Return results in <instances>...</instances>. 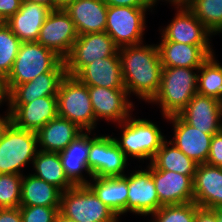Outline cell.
I'll return each mask as SVG.
<instances>
[{
	"label": "cell",
	"instance_id": "8992f818",
	"mask_svg": "<svg viewBox=\"0 0 222 222\" xmlns=\"http://www.w3.org/2000/svg\"><path fill=\"white\" fill-rule=\"evenodd\" d=\"M38 148L36 132L20 129L12 123L0 141V174L23 175L21 170L33 163Z\"/></svg>",
	"mask_w": 222,
	"mask_h": 222
},
{
	"label": "cell",
	"instance_id": "9c48e42d",
	"mask_svg": "<svg viewBox=\"0 0 222 222\" xmlns=\"http://www.w3.org/2000/svg\"><path fill=\"white\" fill-rule=\"evenodd\" d=\"M118 50L119 48L106 32L78 35L70 55L64 60L66 75L75 77L97 58L114 56Z\"/></svg>",
	"mask_w": 222,
	"mask_h": 222
},
{
	"label": "cell",
	"instance_id": "d6a6232c",
	"mask_svg": "<svg viewBox=\"0 0 222 222\" xmlns=\"http://www.w3.org/2000/svg\"><path fill=\"white\" fill-rule=\"evenodd\" d=\"M20 39L5 22H0V75L8 77L20 47Z\"/></svg>",
	"mask_w": 222,
	"mask_h": 222
},
{
	"label": "cell",
	"instance_id": "7dc6e473",
	"mask_svg": "<svg viewBox=\"0 0 222 222\" xmlns=\"http://www.w3.org/2000/svg\"><path fill=\"white\" fill-rule=\"evenodd\" d=\"M215 213L217 222H222V208H216Z\"/></svg>",
	"mask_w": 222,
	"mask_h": 222
},
{
	"label": "cell",
	"instance_id": "83f0119b",
	"mask_svg": "<svg viewBox=\"0 0 222 222\" xmlns=\"http://www.w3.org/2000/svg\"><path fill=\"white\" fill-rule=\"evenodd\" d=\"M62 191L33 174L22 177L20 206L60 207Z\"/></svg>",
	"mask_w": 222,
	"mask_h": 222
},
{
	"label": "cell",
	"instance_id": "4fadbf2b",
	"mask_svg": "<svg viewBox=\"0 0 222 222\" xmlns=\"http://www.w3.org/2000/svg\"><path fill=\"white\" fill-rule=\"evenodd\" d=\"M88 91L97 122L105 119L118 124L132 115L135 105L125 88L88 86Z\"/></svg>",
	"mask_w": 222,
	"mask_h": 222
},
{
	"label": "cell",
	"instance_id": "277c9868",
	"mask_svg": "<svg viewBox=\"0 0 222 222\" xmlns=\"http://www.w3.org/2000/svg\"><path fill=\"white\" fill-rule=\"evenodd\" d=\"M121 130V138H114L115 143L128 158L138 160H152L157 150L166 140L161 129L147 119H136L132 115L121 123H118Z\"/></svg>",
	"mask_w": 222,
	"mask_h": 222
},
{
	"label": "cell",
	"instance_id": "7402d4cb",
	"mask_svg": "<svg viewBox=\"0 0 222 222\" xmlns=\"http://www.w3.org/2000/svg\"><path fill=\"white\" fill-rule=\"evenodd\" d=\"M213 45H189L171 41L158 44L163 67L200 68L214 54Z\"/></svg>",
	"mask_w": 222,
	"mask_h": 222
},
{
	"label": "cell",
	"instance_id": "2e32d148",
	"mask_svg": "<svg viewBox=\"0 0 222 222\" xmlns=\"http://www.w3.org/2000/svg\"><path fill=\"white\" fill-rule=\"evenodd\" d=\"M151 171L159 203L164 205L183 204L193 202V179L174 171L158 170L151 164L147 166Z\"/></svg>",
	"mask_w": 222,
	"mask_h": 222
},
{
	"label": "cell",
	"instance_id": "ba28073f",
	"mask_svg": "<svg viewBox=\"0 0 222 222\" xmlns=\"http://www.w3.org/2000/svg\"><path fill=\"white\" fill-rule=\"evenodd\" d=\"M149 9L152 8L108 6L105 32L118 48L143 43Z\"/></svg>",
	"mask_w": 222,
	"mask_h": 222
},
{
	"label": "cell",
	"instance_id": "8fae6325",
	"mask_svg": "<svg viewBox=\"0 0 222 222\" xmlns=\"http://www.w3.org/2000/svg\"><path fill=\"white\" fill-rule=\"evenodd\" d=\"M78 38L74 22L64 9L52 10L42 25L37 42L65 60Z\"/></svg>",
	"mask_w": 222,
	"mask_h": 222
},
{
	"label": "cell",
	"instance_id": "484cf974",
	"mask_svg": "<svg viewBox=\"0 0 222 222\" xmlns=\"http://www.w3.org/2000/svg\"><path fill=\"white\" fill-rule=\"evenodd\" d=\"M66 72H46L17 85L10 92V105H23L44 96H57L58 89Z\"/></svg>",
	"mask_w": 222,
	"mask_h": 222
},
{
	"label": "cell",
	"instance_id": "4316f807",
	"mask_svg": "<svg viewBox=\"0 0 222 222\" xmlns=\"http://www.w3.org/2000/svg\"><path fill=\"white\" fill-rule=\"evenodd\" d=\"M82 132L72 121L57 116L37 132L39 151L59 153Z\"/></svg>",
	"mask_w": 222,
	"mask_h": 222
},
{
	"label": "cell",
	"instance_id": "ac0fdd59",
	"mask_svg": "<svg viewBox=\"0 0 222 222\" xmlns=\"http://www.w3.org/2000/svg\"><path fill=\"white\" fill-rule=\"evenodd\" d=\"M12 123L23 130L38 132L58 116L57 96H44L23 105H10Z\"/></svg>",
	"mask_w": 222,
	"mask_h": 222
},
{
	"label": "cell",
	"instance_id": "44dd1931",
	"mask_svg": "<svg viewBox=\"0 0 222 222\" xmlns=\"http://www.w3.org/2000/svg\"><path fill=\"white\" fill-rule=\"evenodd\" d=\"M108 6L103 0H75L64 11L74 22L78 35L105 32Z\"/></svg>",
	"mask_w": 222,
	"mask_h": 222
},
{
	"label": "cell",
	"instance_id": "52a82bcc",
	"mask_svg": "<svg viewBox=\"0 0 222 222\" xmlns=\"http://www.w3.org/2000/svg\"><path fill=\"white\" fill-rule=\"evenodd\" d=\"M59 211L76 222H119L88 186H73L63 191Z\"/></svg>",
	"mask_w": 222,
	"mask_h": 222
},
{
	"label": "cell",
	"instance_id": "9a60e30c",
	"mask_svg": "<svg viewBox=\"0 0 222 222\" xmlns=\"http://www.w3.org/2000/svg\"><path fill=\"white\" fill-rule=\"evenodd\" d=\"M178 115L206 134L214 135L222 130V109L216 98L196 93Z\"/></svg>",
	"mask_w": 222,
	"mask_h": 222
},
{
	"label": "cell",
	"instance_id": "681fc988",
	"mask_svg": "<svg viewBox=\"0 0 222 222\" xmlns=\"http://www.w3.org/2000/svg\"><path fill=\"white\" fill-rule=\"evenodd\" d=\"M219 101H220V105H221V109H222V97H221V99Z\"/></svg>",
	"mask_w": 222,
	"mask_h": 222
},
{
	"label": "cell",
	"instance_id": "d4e9b609",
	"mask_svg": "<svg viewBox=\"0 0 222 222\" xmlns=\"http://www.w3.org/2000/svg\"><path fill=\"white\" fill-rule=\"evenodd\" d=\"M92 180V181H91ZM87 186L120 218L127 213V175L120 177H92Z\"/></svg>",
	"mask_w": 222,
	"mask_h": 222
},
{
	"label": "cell",
	"instance_id": "7a4b0ae2",
	"mask_svg": "<svg viewBox=\"0 0 222 222\" xmlns=\"http://www.w3.org/2000/svg\"><path fill=\"white\" fill-rule=\"evenodd\" d=\"M198 70L163 67L159 91L149 102L159 104L163 118L178 115L197 93Z\"/></svg>",
	"mask_w": 222,
	"mask_h": 222
},
{
	"label": "cell",
	"instance_id": "b9f144b4",
	"mask_svg": "<svg viewBox=\"0 0 222 222\" xmlns=\"http://www.w3.org/2000/svg\"><path fill=\"white\" fill-rule=\"evenodd\" d=\"M4 101L8 104V110H6V112L10 111V89L7 77L0 75V105L5 103Z\"/></svg>",
	"mask_w": 222,
	"mask_h": 222
},
{
	"label": "cell",
	"instance_id": "ffe728a7",
	"mask_svg": "<svg viewBox=\"0 0 222 222\" xmlns=\"http://www.w3.org/2000/svg\"><path fill=\"white\" fill-rule=\"evenodd\" d=\"M195 202L204 208H222V168L198 164L193 179Z\"/></svg>",
	"mask_w": 222,
	"mask_h": 222
},
{
	"label": "cell",
	"instance_id": "bcb514c9",
	"mask_svg": "<svg viewBox=\"0 0 222 222\" xmlns=\"http://www.w3.org/2000/svg\"><path fill=\"white\" fill-rule=\"evenodd\" d=\"M55 222H76L73 219H70L66 216H64L60 211L58 212L57 216H56V220Z\"/></svg>",
	"mask_w": 222,
	"mask_h": 222
},
{
	"label": "cell",
	"instance_id": "cb8c5ba5",
	"mask_svg": "<svg viewBox=\"0 0 222 222\" xmlns=\"http://www.w3.org/2000/svg\"><path fill=\"white\" fill-rule=\"evenodd\" d=\"M51 11L42 4L22 2L18 12L5 23L21 42H37L40 29Z\"/></svg>",
	"mask_w": 222,
	"mask_h": 222
},
{
	"label": "cell",
	"instance_id": "f6af8a7d",
	"mask_svg": "<svg viewBox=\"0 0 222 222\" xmlns=\"http://www.w3.org/2000/svg\"><path fill=\"white\" fill-rule=\"evenodd\" d=\"M22 2L42 4V5L49 7L52 10V0H22Z\"/></svg>",
	"mask_w": 222,
	"mask_h": 222
},
{
	"label": "cell",
	"instance_id": "7bdbcfd3",
	"mask_svg": "<svg viewBox=\"0 0 222 222\" xmlns=\"http://www.w3.org/2000/svg\"><path fill=\"white\" fill-rule=\"evenodd\" d=\"M11 124H12V115L10 111H8L4 116L0 115V141L2 140L4 133Z\"/></svg>",
	"mask_w": 222,
	"mask_h": 222
},
{
	"label": "cell",
	"instance_id": "7c38bea8",
	"mask_svg": "<svg viewBox=\"0 0 222 222\" xmlns=\"http://www.w3.org/2000/svg\"><path fill=\"white\" fill-rule=\"evenodd\" d=\"M177 12L175 17L161 31V41L189 45H210L212 34L204 27L184 2H171Z\"/></svg>",
	"mask_w": 222,
	"mask_h": 222
},
{
	"label": "cell",
	"instance_id": "d6986e66",
	"mask_svg": "<svg viewBox=\"0 0 222 222\" xmlns=\"http://www.w3.org/2000/svg\"><path fill=\"white\" fill-rule=\"evenodd\" d=\"M90 133L91 131H83L64 150L59 152L65 176L73 186H87L89 180L84 178L83 171L92 178L88 167Z\"/></svg>",
	"mask_w": 222,
	"mask_h": 222
},
{
	"label": "cell",
	"instance_id": "f546056e",
	"mask_svg": "<svg viewBox=\"0 0 222 222\" xmlns=\"http://www.w3.org/2000/svg\"><path fill=\"white\" fill-rule=\"evenodd\" d=\"M32 165L34 176L55 185L62 192L73 187L65 176L58 152L38 151Z\"/></svg>",
	"mask_w": 222,
	"mask_h": 222
},
{
	"label": "cell",
	"instance_id": "f35d334b",
	"mask_svg": "<svg viewBox=\"0 0 222 222\" xmlns=\"http://www.w3.org/2000/svg\"><path fill=\"white\" fill-rule=\"evenodd\" d=\"M22 0H0V22H6L20 9Z\"/></svg>",
	"mask_w": 222,
	"mask_h": 222
},
{
	"label": "cell",
	"instance_id": "6da1fadb",
	"mask_svg": "<svg viewBox=\"0 0 222 222\" xmlns=\"http://www.w3.org/2000/svg\"><path fill=\"white\" fill-rule=\"evenodd\" d=\"M125 89L148 103L158 93L163 66L157 44L119 48Z\"/></svg>",
	"mask_w": 222,
	"mask_h": 222
},
{
	"label": "cell",
	"instance_id": "5bb4252c",
	"mask_svg": "<svg viewBox=\"0 0 222 222\" xmlns=\"http://www.w3.org/2000/svg\"><path fill=\"white\" fill-rule=\"evenodd\" d=\"M128 196L127 212L141 216H149L156 212L162 205L155 189L151 171L147 168L137 170L127 176Z\"/></svg>",
	"mask_w": 222,
	"mask_h": 222
},
{
	"label": "cell",
	"instance_id": "e575fe53",
	"mask_svg": "<svg viewBox=\"0 0 222 222\" xmlns=\"http://www.w3.org/2000/svg\"><path fill=\"white\" fill-rule=\"evenodd\" d=\"M22 177L19 174H0V208L20 206Z\"/></svg>",
	"mask_w": 222,
	"mask_h": 222
},
{
	"label": "cell",
	"instance_id": "60d3db41",
	"mask_svg": "<svg viewBox=\"0 0 222 222\" xmlns=\"http://www.w3.org/2000/svg\"><path fill=\"white\" fill-rule=\"evenodd\" d=\"M195 222H217L215 209L199 206L196 210Z\"/></svg>",
	"mask_w": 222,
	"mask_h": 222
},
{
	"label": "cell",
	"instance_id": "d590c367",
	"mask_svg": "<svg viewBox=\"0 0 222 222\" xmlns=\"http://www.w3.org/2000/svg\"><path fill=\"white\" fill-rule=\"evenodd\" d=\"M22 222H55L60 207L19 206Z\"/></svg>",
	"mask_w": 222,
	"mask_h": 222
},
{
	"label": "cell",
	"instance_id": "8d00e7d4",
	"mask_svg": "<svg viewBox=\"0 0 222 222\" xmlns=\"http://www.w3.org/2000/svg\"><path fill=\"white\" fill-rule=\"evenodd\" d=\"M206 163L222 168V130L212 136Z\"/></svg>",
	"mask_w": 222,
	"mask_h": 222
},
{
	"label": "cell",
	"instance_id": "836d02e7",
	"mask_svg": "<svg viewBox=\"0 0 222 222\" xmlns=\"http://www.w3.org/2000/svg\"><path fill=\"white\" fill-rule=\"evenodd\" d=\"M198 207L195 202L164 205L152 214L151 222H195Z\"/></svg>",
	"mask_w": 222,
	"mask_h": 222
},
{
	"label": "cell",
	"instance_id": "5b68a950",
	"mask_svg": "<svg viewBox=\"0 0 222 222\" xmlns=\"http://www.w3.org/2000/svg\"><path fill=\"white\" fill-rule=\"evenodd\" d=\"M58 116L72 121L83 131L96 129L88 85L81 83L76 77L66 75L59 86Z\"/></svg>",
	"mask_w": 222,
	"mask_h": 222
},
{
	"label": "cell",
	"instance_id": "3957f363",
	"mask_svg": "<svg viewBox=\"0 0 222 222\" xmlns=\"http://www.w3.org/2000/svg\"><path fill=\"white\" fill-rule=\"evenodd\" d=\"M46 72H66L65 61L38 42H21L7 77L10 92L22 83Z\"/></svg>",
	"mask_w": 222,
	"mask_h": 222
},
{
	"label": "cell",
	"instance_id": "f1b7e54d",
	"mask_svg": "<svg viewBox=\"0 0 222 222\" xmlns=\"http://www.w3.org/2000/svg\"><path fill=\"white\" fill-rule=\"evenodd\" d=\"M149 164L158 170L174 171L188 175L192 179H194L198 165L167 139L162 143Z\"/></svg>",
	"mask_w": 222,
	"mask_h": 222
},
{
	"label": "cell",
	"instance_id": "603a6c76",
	"mask_svg": "<svg viewBox=\"0 0 222 222\" xmlns=\"http://www.w3.org/2000/svg\"><path fill=\"white\" fill-rule=\"evenodd\" d=\"M75 77L88 86L125 88L119 53L107 58H97Z\"/></svg>",
	"mask_w": 222,
	"mask_h": 222
},
{
	"label": "cell",
	"instance_id": "74e56055",
	"mask_svg": "<svg viewBox=\"0 0 222 222\" xmlns=\"http://www.w3.org/2000/svg\"><path fill=\"white\" fill-rule=\"evenodd\" d=\"M107 6L153 8L155 0H103Z\"/></svg>",
	"mask_w": 222,
	"mask_h": 222
},
{
	"label": "cell",
	"instance_id": "4dcf8cb0",
	"mask_svg": "<svg viewBox=\"0 0 222 222\" xmlns=\"http://www.w3.org/2000/svg\"><path fill=\"white\" fill-rule=\"evenodd\" d=\"M197 93L216 98L222 97V65L210 55L198 70Z\"/></svg>",
	"mask_w": 222,
	"mask_h": 222
},
{
	"label": "cell",
	"instance_id": "1f68e13d",
	"mask_svg": "<svg viewBox=\"0 0 222 222\" xmlns=\"http://www.w3.org/2000/svg\"><path fill=\"white\" fill-rule=\"evenodd\" d=\"M183 2L212 35L222 33V0H184Z\"/></svg>",
	"mask_w": 222,
	"mask_h": 222
},
{
	"label": "cell",
	"instance_id": "ee69618b",
	"mask_svg": "<svg viewBox=\"0 0 222 222\" xmlns=\"http://www.w3.org/2000/svg\"><path fill=\"white\" fill-rule=\"evenodd\" d=\"M75 0H52V10L64 9L68 4Z\"/></svg>",
	"mask_w": 222,
	"mask_h": 222
},
{
	"label": "cell",
	"instance_id": "ab89813d",
	"mask_svg": "<svg viewBox=\"0 0 222 222\" xmlns=\"http://www.w3.org/2000/svg\"><path fill=\"white\" fill-rule=\"evenodd\" d=\"M0 222H22V216L19 207L0 208Z\"/></svg>",
	"mask_w": 222,
	"mask_h": 222
},
{
	"label": "cell",
	"instance_id": "c3c4849f",
	"mask_svg": "<svg viewBox=\"0 0 222 222\" xmlns=\"http://www.w3.org/2000/svg\"><path fill=\"white\" fill-rule=\"evenodd\" d=\"M156 2L157 1H159V0H155ZM163 1V0H162ZM164 1H168L169 2V4L171 3V2H183L184 0H164Z\"/></svg>",
	"mask_w": 222,
	"mask_h": 222
},
{
	"label": "cell",
	"instance_id": "30bf717a",
	"mask_svg": "<svg viewBox=\"0 0 222 222\" xmlns=\"http://www.w3.org/2000/svg\"><path fill=\"white\" fill-rule=\"evenodd\" d=\"M128 159L112 135L90 137L88 167L92 177L124 176Z\"/></svg>",
	"mask_w": 222,
	"mask_h": 222
},
{
	"label": "cell",
	"instance_id": "e0dca14e",
	"mask_svg": "<svg viewBox=\"0 0 222 222\" xmlns=\"http://www.w3.org/2000/svg\"><path fill=\"white\" fill-rule=\"evenodd\" d=\"M167 120L173 124L174 130L170 142L197 164L206 163L213 135L190 126L179 115L169 116Z\"/></svg>",
	"mask_w": 222,
	"mask_h": 222
}]
</instances>
